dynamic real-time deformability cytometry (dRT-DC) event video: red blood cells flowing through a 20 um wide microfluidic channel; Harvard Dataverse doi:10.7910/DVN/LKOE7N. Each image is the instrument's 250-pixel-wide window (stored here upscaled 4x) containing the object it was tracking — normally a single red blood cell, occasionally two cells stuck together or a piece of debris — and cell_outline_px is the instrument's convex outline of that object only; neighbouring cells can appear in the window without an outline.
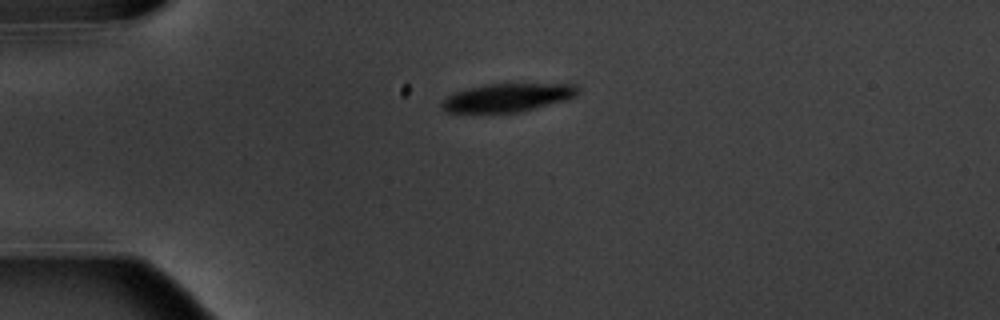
{"species": "common noctule bat (a hibernating species)", "species_latin": "Nyctalus noctula", "temperature_condition": "warm", "stored_images_in_passage": 3, "camera_frame_rate_fps": 3000, "um_per_image_px": 0.085, "animal": {"sex": "male", "body_mass_g": 20.1, "forearm_length_mm": 53.5}, "frame": {"image": 1, "passage_image": 1, "time_ms": 0.0, "image_size_px": [1000, 320], "cell_outline_px": [[580, 92], [576, 96], [564, 100], [520, 112], [444, 112], [440, 104], [452, 92], [484, 84], [576, 84], [580, 88]], "centroid_in_image_um": [43.13, 8.28], "position_along_channel_um": 41.9, "area_um2": 22.37}}